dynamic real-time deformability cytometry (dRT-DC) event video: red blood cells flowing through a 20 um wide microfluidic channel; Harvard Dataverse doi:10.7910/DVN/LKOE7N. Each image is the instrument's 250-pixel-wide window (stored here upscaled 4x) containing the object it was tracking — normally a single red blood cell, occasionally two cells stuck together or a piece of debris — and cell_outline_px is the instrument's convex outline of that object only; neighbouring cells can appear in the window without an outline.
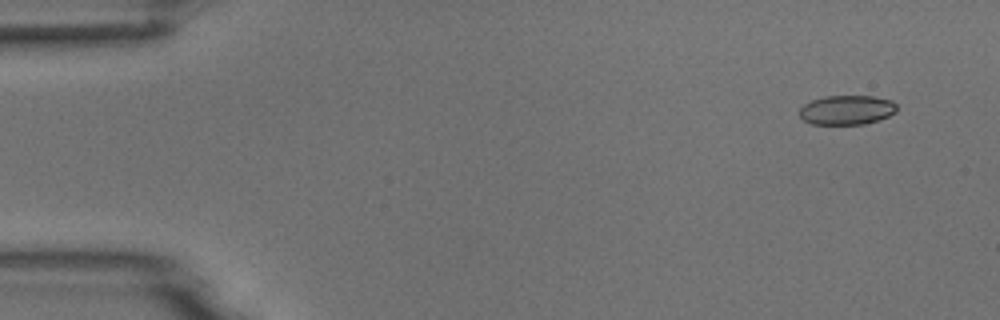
{"species": "common noctule bat (a hibernating species)", "species_latin": "Nyctalus noctula", "temperature_condition": "room temperature", "stored_images_in_passage": 4, "camera_frame_rate_fps": 3000, "um_per_image_px": 0.085, "animal": {"sex": "male", "body_mass_g": 18.8}, "frame": {"image": 1, "passage_image": 1, "time_ms": 0.0, "image_size_px": [1000, 320], "cell_outline_px": [[896, 112], [880, 120], [864, 124], [812, 124], [804, 120], [800, 116], [800, 108], [804, 104], [812, 100], [824, 96], [872, 96], [892, 100], [896, 104]], "centroid_in_image_um": [71.99, 9.34], "position_along_channel_um": 13.0, "area_um2": 16.7}}
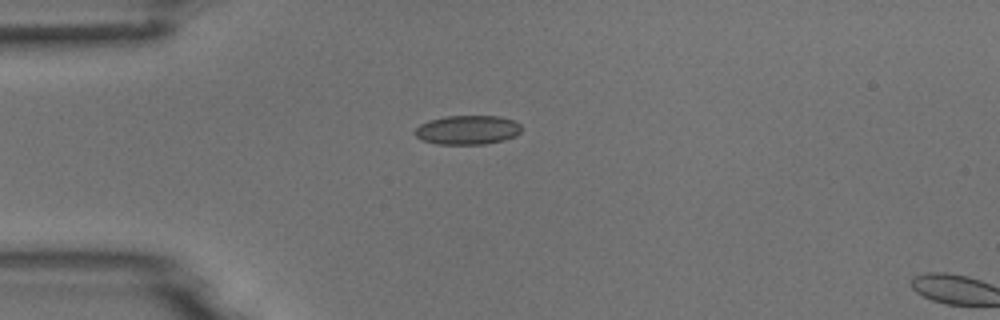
{"frame": {"image": 2, "passage_image": 3, "time_ms": 3.333, "image_size_px": [1000, 320], "cell_outline_px": [[520, 132], [516, 136], [504, 140], [484, 144], [436, 144], [420, 140], [416, 136], [416, 128], [420, 124], [428, 120], [444, 116], [500, 116], [516, 120], [520, 124]], "centroid_in_image_um": [39.75, 11.04], "position_along_channel_um": 45.3, "area_um2": 18.26}}